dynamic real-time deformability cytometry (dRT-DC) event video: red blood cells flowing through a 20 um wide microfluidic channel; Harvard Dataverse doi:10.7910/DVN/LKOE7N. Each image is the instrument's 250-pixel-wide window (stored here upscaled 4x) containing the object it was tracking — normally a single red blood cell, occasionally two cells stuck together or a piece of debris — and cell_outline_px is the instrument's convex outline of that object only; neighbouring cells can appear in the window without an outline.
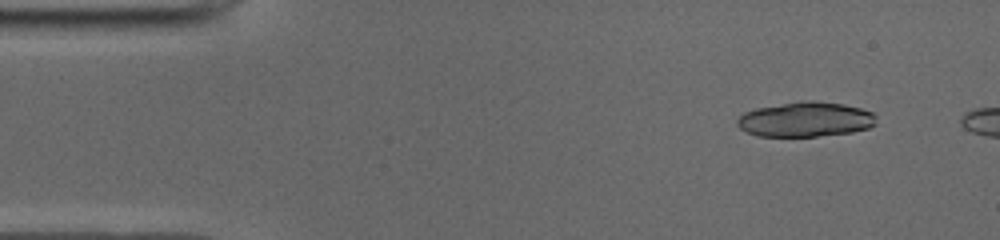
{"species": "common noctule bat (a hibernating species)", "species_latin": "Nyctalus noctula", "temperature_condition": "cold", "stored_images_in_passage": 7, "camera_frame_rate_fps": 3000, "um_per_image_px": 0.085, "animal": {"sex": "male", "body_mass_g": 19.0, "forearm_length_mm": 50.8}, "frame": {"image": 1, "passage_image": 4, "time_ms": 1.0, "image_size_px": [1000, 240], "cell_outline_px": [[876, 124], [868, 128], [852, 132], [816, 136], [756, 136], [740, 128], [736, 124], [736, 120], [744, 112], [756, 108], [808, 100], [812, 100], [844, 104], [860, 108], [872, 112], [876, 116]], "centroid_in_image_um": [68.47, 10.15], "position_along_channel_um": 16.5, "area_um2": 28.15}}